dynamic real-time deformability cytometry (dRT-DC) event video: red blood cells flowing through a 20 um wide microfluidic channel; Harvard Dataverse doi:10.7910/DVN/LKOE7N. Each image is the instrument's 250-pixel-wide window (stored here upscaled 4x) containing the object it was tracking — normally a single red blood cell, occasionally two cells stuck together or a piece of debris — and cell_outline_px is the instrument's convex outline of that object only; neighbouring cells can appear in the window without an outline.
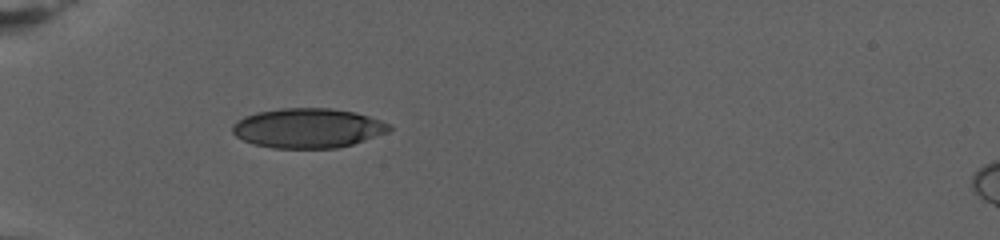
{"species": "human", "species_latin": "Homo sapiens", "temperature_condition": "warm", "stored_images_in_passage": 51, "camera_frame_rate_fps": 3000, "um_per_image_px": 0.085, "donor": {"sex": "female"}, "frame": {"image": 1, "passage_image": 1, "time_ms": 0.0, "image_size_px": [1000, 240], "cell_outline_px": [[392, 128], [388, 132], [352, 144], [336, 148], [272, 148], [256, 144], [244, 140], [236, 136], [232, 132], [232, 128], [244, 116], [256, 112], [280, 108], [332, 108], [356, 112], [392, 124]], "centroid_in_image_um": [26.2, 10.88], "position_along_channel_um": 58.8, "area_um2": 36.13}}
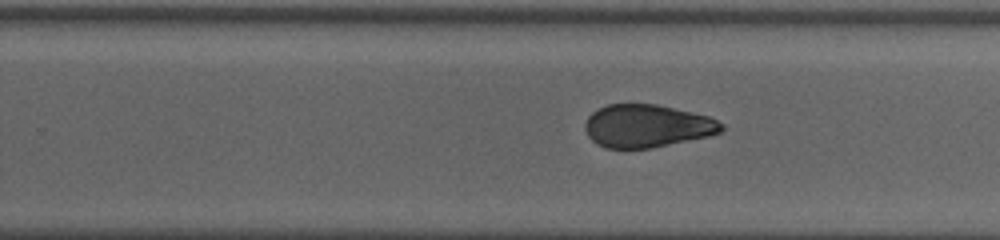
{"frame": {"image": 2, "passage_image": 26, "time_ms": 8.333, "image_size_px": [1000, 240], "cell_outline_px": [[724, 128], [720, 132], [708, 136], [652, 148], [604, 148], [596, 144], [588, 136], [584, 128], [584, 124], [588, 116], [592, 112], [608, 104], [656, 104], [708, 116], [724, 124]], "centroid_in_image_um": [54.97, 10.71], "position_along_channel_um": 274.8, "area_um2": 33.99}}
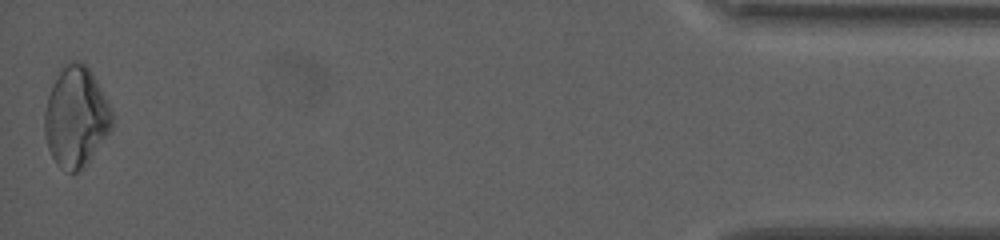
{"frame": {"image": 3, "passage_image": 51, "time_ms": 16.667, "image_size_px": [1000, 240], "cell_outline_px": [[112, 128], [88, 160], [76, 172], [68, 172], [60, 168], [56, 164], [48, 148], [44, 132], [44, 112], [48, 96], [52, 84], [68, 60], [80, 60], [92, 72], [112, 112]], "centroid_in_image_um": [6.43, 9.92], "position_along_channel_um": 428.8, "area_um2": 38.84}, "authors_computed_cell_mechanics": {"area_um2": 35.6048, "velocity_mm_per_s": 2.7745, "shape_relaxation_time_tau1_ms": null, "shape_relaxation_time_tau2_ms": 2.4341, "deformation_change_tau1": null, "deformation_change_tau2": 0.0708}}